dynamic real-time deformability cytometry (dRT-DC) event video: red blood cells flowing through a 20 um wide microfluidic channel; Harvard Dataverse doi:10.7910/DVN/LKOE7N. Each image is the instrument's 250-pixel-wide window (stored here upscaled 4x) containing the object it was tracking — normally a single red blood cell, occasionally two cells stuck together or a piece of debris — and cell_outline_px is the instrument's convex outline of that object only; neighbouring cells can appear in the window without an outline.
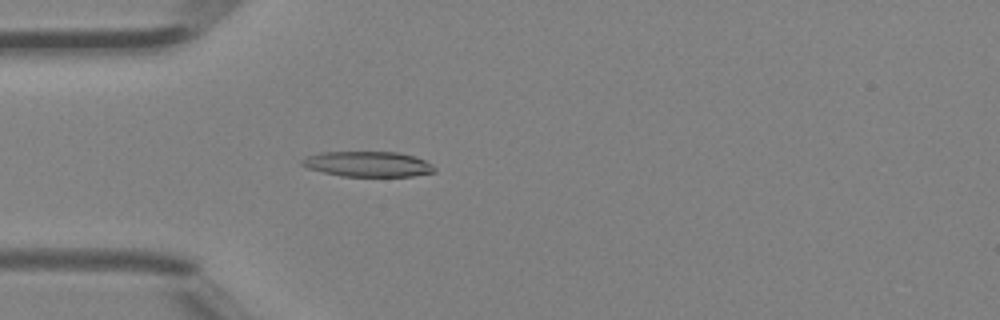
{"species": "Egyptian fruit bat (a non-hibernating species)", "species_latin": "Rousettus aegyptiacus", "temperature_condition": "room temperature", "stored_images_in_passage": 46, "camera_frame_rate_fps": 3000, "um_per_image_px": 0.085, "animal": {"sex": "female"}, "frame": {"image": 1, "passage_image": 14, "time_ms": 4.333, "image_size_px": [1000, 320], "cell_outline_px": [[436, 172], [412, 176], [340, 176], [308, 168], [300, 164], [300, 160], [308, 156], [320, 152], [400, 152], [424, 160], [432, 164], [436, 168]], "centroid_in_image_um": [31.28, 13.94], "position_along_channel_um": 53.7, "area_um2": 19.54}}
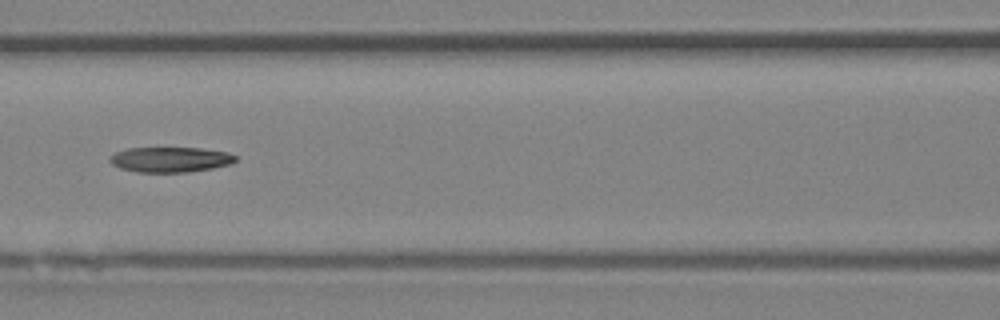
{"frame": {"image": 2, "passage_image": 21, "time_ms": 6.667, "image_size_px": [1000, 320], "cell_outline_px": [[236, 160], [232, 164], [212, 168], [188, 172], [136, 172], [120, 168], [112, 164], [108, 160], [108, 156], [116, 152], [128, 148], [200, 148], [228, 152], [236, 156]], "centroid_in_image_um": [14.46, 13.56], "position_along_channel_um": 152.1, "area_um2": 18.55}}
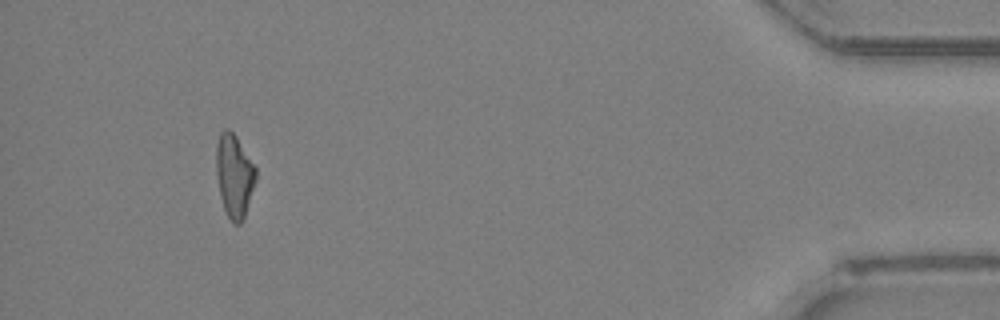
{"frame": {"image": 3, "passage_image": 43, "time_ms": 14.0, "image_size_px": [1000, 320], "cell_outline_px": [[256, 180], [244, 216], [240, 224], [236, 224], [228, 216], [224, 208], [220, 196], [216, 172], [216, 144], [220, 132], [224, 128], [228, 128], [236, 136], [256, 168]], "centroid_in_image_um": [19.9, 14.89], "position_along_channel_um": 415.3, "area_um2": 18.96}}